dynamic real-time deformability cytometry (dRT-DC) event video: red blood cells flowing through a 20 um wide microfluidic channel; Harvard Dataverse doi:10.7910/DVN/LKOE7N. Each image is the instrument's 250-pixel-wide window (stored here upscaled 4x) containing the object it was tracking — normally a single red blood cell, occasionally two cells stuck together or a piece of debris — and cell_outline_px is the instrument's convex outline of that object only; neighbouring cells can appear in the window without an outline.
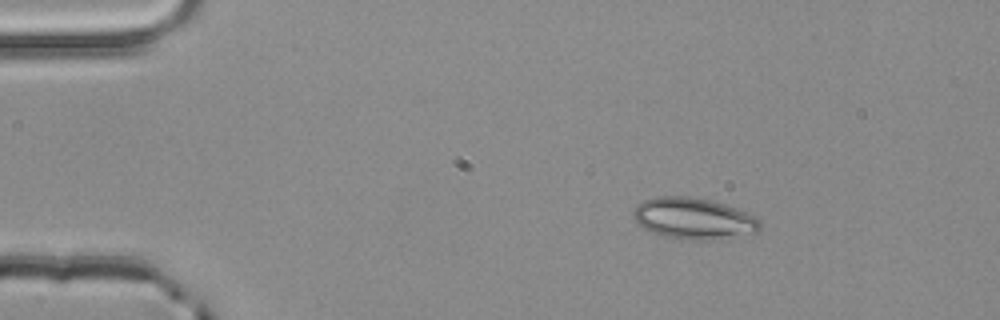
{"species": "common noctule bat (a hibernating species)", "species_latin": "Nyctalus noctula", "temperature_condition": "room temperature", "stored_images_in_passage": 3, "camera_frame_rate_fps": 3000, "um_per_image_px": 0.085, "animal": {"sex": "male", "body_mass_g": 20.4}, "frame": {"image": 1, "passage_image": 1, "time_ms": 0.0, "image_size_px": [1000, 320], "cell_outline_px": [[760, 228], [756, 232], [712, 240], [684, 240], [664, 236], [648, 232], [636, 224], [632, 216], [632, 212], [636, 204], [644, 200], [656, 196], [688, 196], [712, 200], [748, 212], [756, 216], [760, 220]], "centroid_in_image_um": [58.9, 18.57], "position_along_channel_um": 26.1, "area_um2": 31.04}}